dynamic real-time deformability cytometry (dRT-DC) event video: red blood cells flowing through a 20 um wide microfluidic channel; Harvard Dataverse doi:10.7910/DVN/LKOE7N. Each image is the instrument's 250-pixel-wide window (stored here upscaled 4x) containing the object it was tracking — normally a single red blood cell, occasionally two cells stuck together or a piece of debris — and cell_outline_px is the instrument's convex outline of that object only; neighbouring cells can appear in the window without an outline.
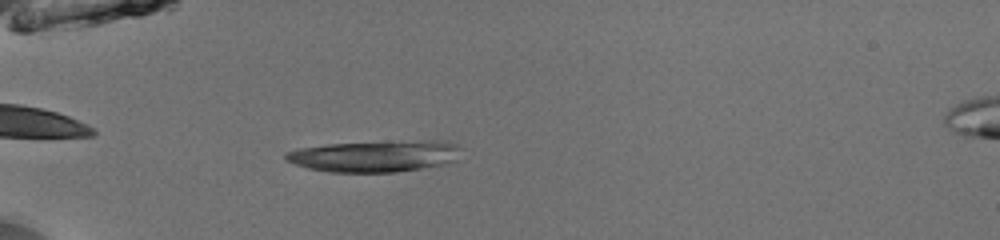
{"species": "common noctule bat (a hibernating species)", "species_latin": "Nyctalus noctula", "temperature_condition": "room temperature", "stored_images_in_passage": 29, "camera_frame_rate_fps": 3000, "um_per_image_px": 0.085, "animal": {"sex": "male", "body_mass_g": 13.0, "forearm_length_mm": 53.1}, "frame": {"image": 1, "passage_image": 3, "time_ms": 0.667, "image_size_px": [1000, 240], "cell_outline_px": [[456, 160], [444, 164], [396, 172], [328, 172], [308, 168], [296, 164], [288, 160], [284, 156], [288, 152], [300, 148], [328, 144], [428, 140], [440, 140], [456, 144]], "centroid_in_image_um": [31.84, 13.27], "position_along_channel_um": 53.2, "area_um2": 31.56}}
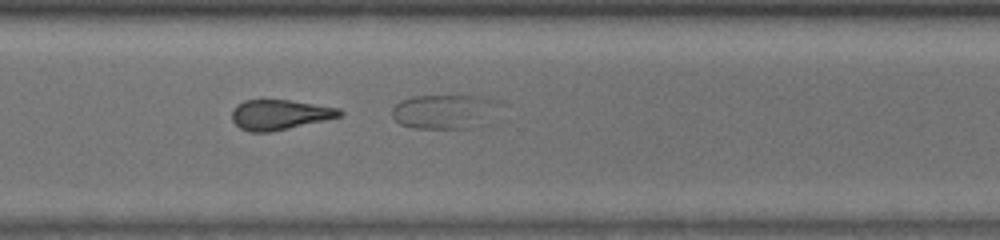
{"frame": {"image": 2, "passage_image": 26, "time_ms": 8.333, "image_size_px": [1000, 240], "cell_outline_px": [[344, 116], [272, 132], [248, 132], [240, 128], [232, 120], [232, 112], [236, 104], [244, 100], [288, 100], [340, 108], [344, 112]], "centroid_in_image_um": [23.8, 9.75], "position_along_channel_um": 346.8, "area_um2": 19.02}}